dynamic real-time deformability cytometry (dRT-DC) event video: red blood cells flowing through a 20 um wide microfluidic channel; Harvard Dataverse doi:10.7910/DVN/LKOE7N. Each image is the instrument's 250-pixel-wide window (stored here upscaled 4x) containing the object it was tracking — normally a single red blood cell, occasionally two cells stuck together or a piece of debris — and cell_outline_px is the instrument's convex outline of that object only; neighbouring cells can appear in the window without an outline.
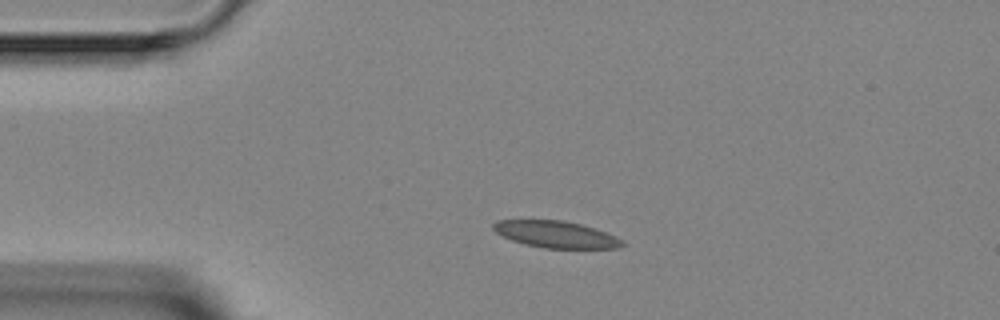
{"species": "Egyptian fruit bat (a non-hibernating species)", "species_latin": "Rousettus aegyptiacus", "temperature_condition": "room temperature", "stored_images_in_passage": 3, "camera_frame_rate_fps": 3000, "um_per_image_px": 0.085, "animal": {"sex": "female"}, "frame": {"image": 1, "passage_image": 2, "time_ms": 1.333, "image_size_px": [1000, 320], "cell_outline_px": [[624, 244], [620, 248], [544, 248], [524, 244], [512, 240], [496, 232], [492, 228], [492, 224], [496, 220], [564, 220], [580, 224], [616, 236], [624, 240]], "centroid_in_image_um": [47.25, 19.92], "position_along_channel_um": 37.8, "area_um2": 20.0}}